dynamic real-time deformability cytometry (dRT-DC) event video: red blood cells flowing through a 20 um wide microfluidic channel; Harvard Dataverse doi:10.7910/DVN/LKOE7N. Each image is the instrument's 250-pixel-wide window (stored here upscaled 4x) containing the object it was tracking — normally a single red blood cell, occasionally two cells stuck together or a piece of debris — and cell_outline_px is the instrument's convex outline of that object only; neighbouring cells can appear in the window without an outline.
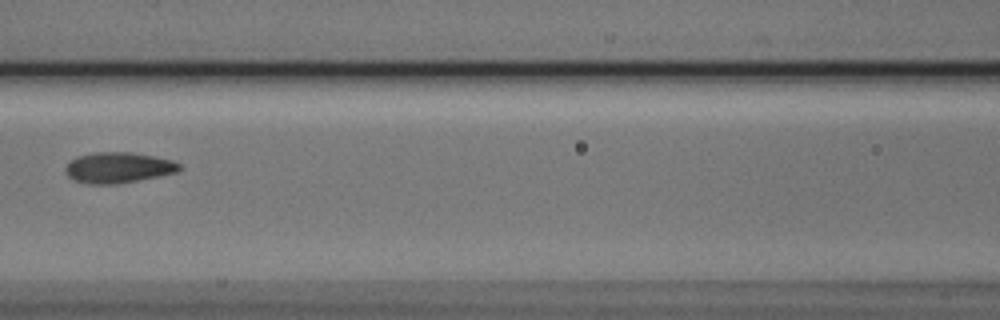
{"species": "Egyptian fruit bat (a non-hibernating species)", "species_latin": "Rousettus aegyptiacus", "temperature_condition": "cold", "stored_images_in_passage": 33, "camera_frame_rate_fps": 3000, "um_per_image_px": 0.085, "animal": {"sex": "male"}, "frame": {"image": 1, "passage_image": 5, "time_ms": 1.333, "image_size_px": [1000, 320], "cell_outline_px": [[184, 168], [180, 172], [116, 184], [88, 184], [72, 180], [68, 176], [64, 168], [76, 156], [96, 152], [132, 152], [172, 160], [180, 164]], "centroid_in_image_um": [10.07, 14.25], "position_along_channel_um": 156.5, "area_um2": 20.52}}
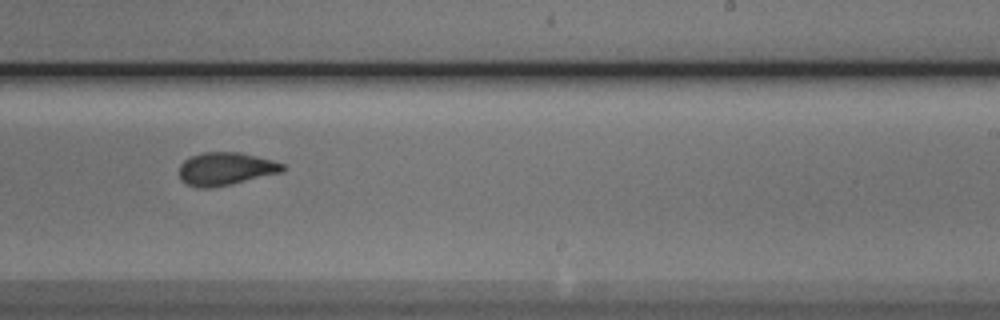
{"frame": {"image": 2, "passage_image": 14, "time_ms": 4.333, "image_size_px": [1000, 320], "cell_outline_px": [[284, 172], [232, 184], [212, 188], [196, 188], [180, 180], [180, 164], [184, 160], [192, 156], [204, 152], [240, 152], [272, 160], [284, 164]], "centroid_in_image_um": [19.19, 14.36], "position_along_channel_um": 269.8, "area_um2": 19.94}}
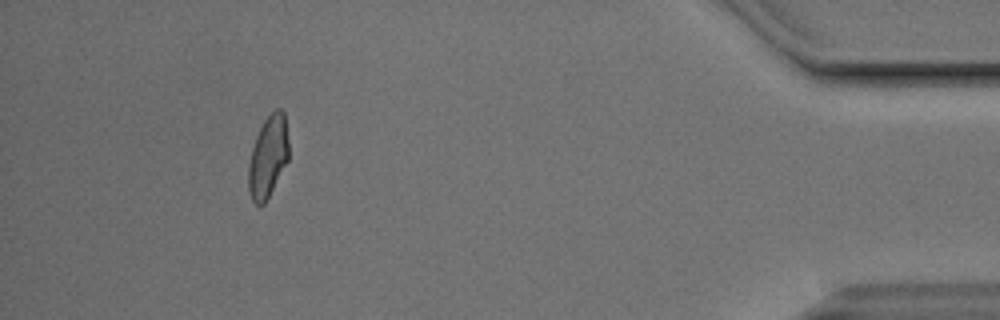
{"frame": {"image": 3, "passage_image": 30, "time_ms": 9.667, "image_size_px": [1000, 320], "cell_outline_px": [[288, 160], [264, 204], [256, 204], [252, 200], [248, 188], [248, 164], [252, 148], [256, 136], [264, 120], [276, 108], [280, 108], [284, 112], [288, 140]], "centroid_in_image_um": [22.77, 13.3], "position_along_channel_um": 412.4, "area_um2": 18.96}}